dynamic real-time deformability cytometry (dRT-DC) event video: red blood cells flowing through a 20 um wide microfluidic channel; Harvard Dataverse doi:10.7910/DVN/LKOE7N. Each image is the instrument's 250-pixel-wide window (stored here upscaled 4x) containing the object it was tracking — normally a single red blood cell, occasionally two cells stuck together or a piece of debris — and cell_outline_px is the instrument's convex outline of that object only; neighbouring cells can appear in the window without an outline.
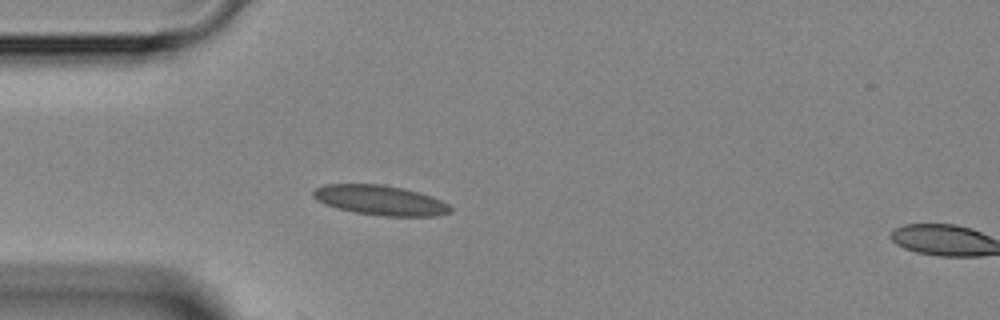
{"species": "Egyptian fruit bat (a non-hibernating species)", "species_latin": "Rousettus aegyptiacus", "temperature_condition": "room temperature", "stored_images_in_passage": 18, "camera_frame_rate_fps": 3000, "um_per_image_px": 0.085, "animal": {"sex": "female"}, "frame": {"image": 1, "passage_image": 13, "time_ms": 4.0, "image_size_px": [1000, 320], "cell_outline_px": [[452, 212], [436, 216], [384, 216], [356, 212], [336, 208], [324, 204], [316, 200], [312, 196], [312, 192], [316, 188], [324, 184], [384, 184], [404, 188], [420, 192], [432, 196], [448, 204], [452, 208]], "centroid_in_image_um": [32.32, 17.01], "position_along_channel_um": 52.7, "area_um2": 24.04}}